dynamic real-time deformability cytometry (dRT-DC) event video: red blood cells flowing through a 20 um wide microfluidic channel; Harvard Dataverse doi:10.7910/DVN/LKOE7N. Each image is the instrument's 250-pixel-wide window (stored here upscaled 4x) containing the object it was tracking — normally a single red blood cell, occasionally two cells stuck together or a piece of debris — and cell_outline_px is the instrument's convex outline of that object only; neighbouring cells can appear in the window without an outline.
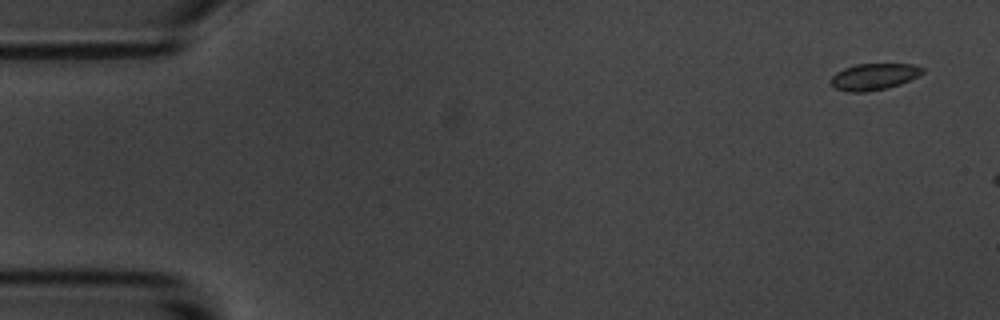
{"species": "common noctule bat (a hibernating species)", "species_latin": "Nyctalus noctula", "temperature_condition": "room temperature", "stored_images_in_passage": 5, "camera_frame_rate_fps": 3000, "um_per_image_px": 0.085, "animal": {"sex": "male", "body_mass_g": 20.1, "forearm_length_mm": 53.5}, "frame": {"image": 1, "passage_image": 1, "time_ms": 0.0, "image_size_px": [1000, 320], "cell_outline_px": [[924, 72], [900, 84], [868, 92], [848, 92], [836, 88], [828, 80], [836, 72], [844, 68], [856, 64], [912, 64], [924, 68]], "centroid_in_image_um": [74.24, 6.51], "position_along_channel_um": 10.8, "area_um2": 14.05}}
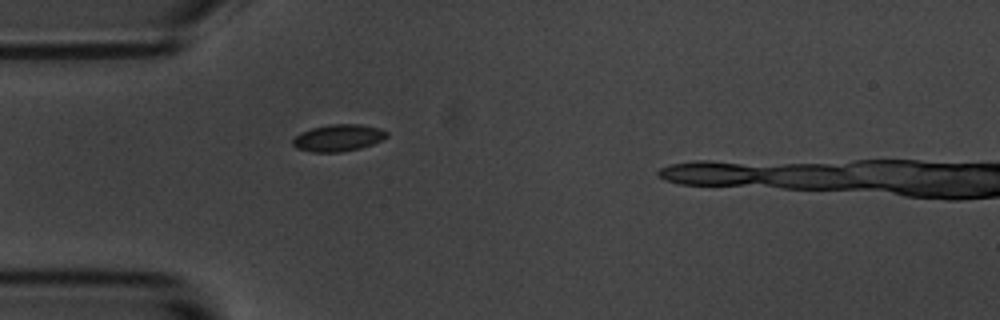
{"frame": {"image": 2, "passage_image": 5, "time_ms": 4.667, "image_size_px": [1000, 320], "cell_outline_px": [[388, 136], [372, 144], [360, 148], [340, 152], [312, 152], [296, 148], [292, 144], [292, 140], [300, 132], [312, 128], [332, 124], [360, 124], [380, 128], [388, 132]], "centroid_in_image_um": [28.74, 11.71], "position_along_channel_um": 56.3, "area_um2": 14.68}}